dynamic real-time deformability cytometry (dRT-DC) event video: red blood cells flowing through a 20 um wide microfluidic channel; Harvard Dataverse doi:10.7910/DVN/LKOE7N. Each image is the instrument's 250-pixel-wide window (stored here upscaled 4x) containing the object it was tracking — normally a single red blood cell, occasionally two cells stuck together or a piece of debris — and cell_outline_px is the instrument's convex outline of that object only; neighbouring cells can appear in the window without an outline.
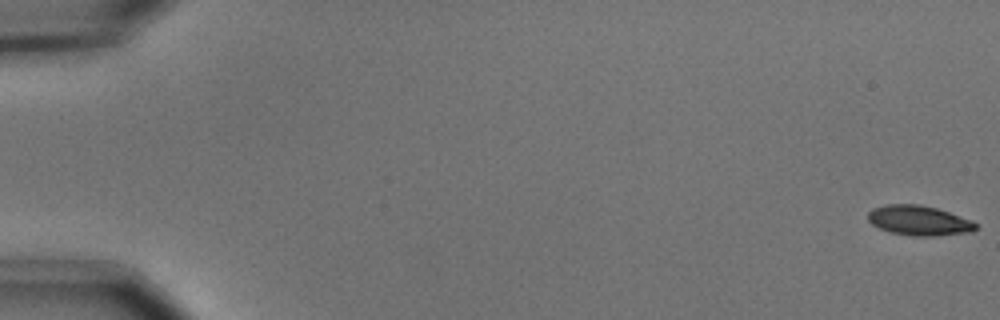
{"species": "common noctule bat (a hibernating species)", "species_latin": "Nyctalus noctula", "temperature_condition": "cold", "stored_images_in_passage": 56, "camera_frame_rate_fps": 3000, "um_per_image_px": 0.085, "animal": {"sex": "male", "body_mass_g": 15.6}, "frame": {"image": 1, "passage_image": 1, "time_ms": 0.0, "image_size_px": [1000, 320], "cell_outline_px": [[976, 228], [972, 232], [936, 236], [912, 236], [888, 232], [872, 224], [868, 220], [868, 212], [872, 208], [888, 204], [920, 204], [936, 208], [972, 220], [976, 224]], "centroid_in_image_um": [78.1, 18.75], "position_along_channel_um": 6.9, "area_um2": 18.84}}
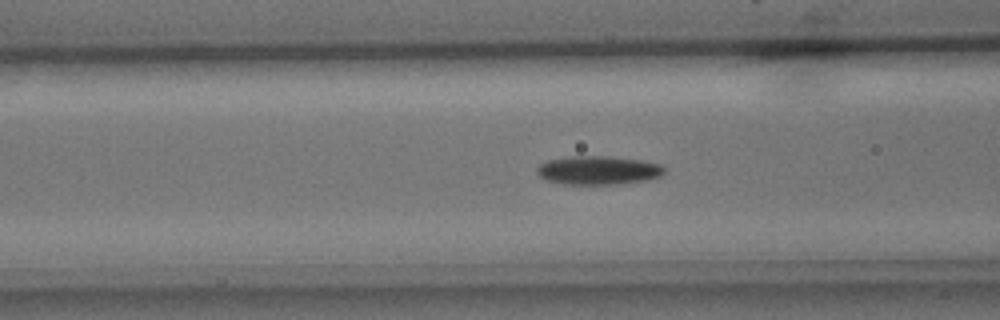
{"frame": {"image": 2, "passage_image": 23, "time_ms": 7.333, "image_size_px": [1000, 320], "cell_outline_px": [[664, 172], [660, 176], [648, 180], [620, 184], [564, 184], [548, 180], [540, 176], [536, 172], [536, 168], [540, 164], [548, 160], [572, 156], [604, 156], [640, 160], [660, 164], [664, 168]], "centroid_in_image_um": [50.85, 14.48], "position_along_channel_um": 115.8, "area_um2": 21.15}}
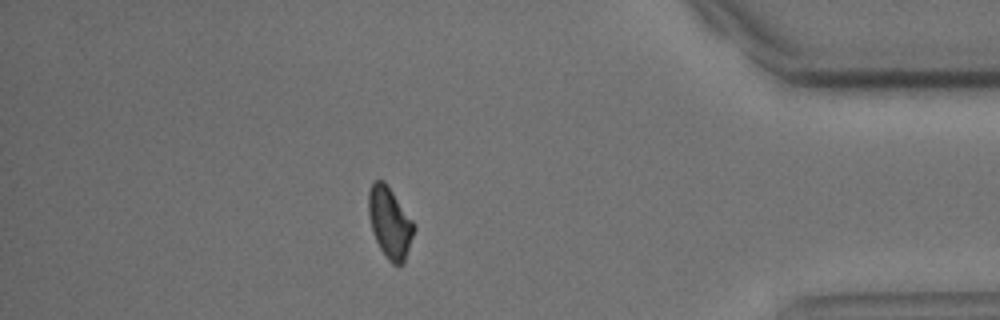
{"frame": {"image": 3, "passage_image": 49, "time_ms": 16.0, "image_size_px": [1000, 320], "cell_outline_px": [[416, 228], [404, 260], [400, 264], [392, 264], [388, 260], [380, 248], [372, 232], [368, 216], [368, 192], [372, 180], [384, 180], [416, 224]], "centroid_in_image_um": [33.12, 18.88], "position_along_channel_um": 402.1, "area_um2": 18.9}, "authors_computed_cell_mechanics": {"area_um2": 19.4208, "velocity_mm_per_s": 3.6862, "shape_relaxation_time_tau1_ms": 2.7349, "shape_relaxation_time_tau2_ms": null, "deformation_change_tau1": 0.1159, "deformation_change_tau2": null}}